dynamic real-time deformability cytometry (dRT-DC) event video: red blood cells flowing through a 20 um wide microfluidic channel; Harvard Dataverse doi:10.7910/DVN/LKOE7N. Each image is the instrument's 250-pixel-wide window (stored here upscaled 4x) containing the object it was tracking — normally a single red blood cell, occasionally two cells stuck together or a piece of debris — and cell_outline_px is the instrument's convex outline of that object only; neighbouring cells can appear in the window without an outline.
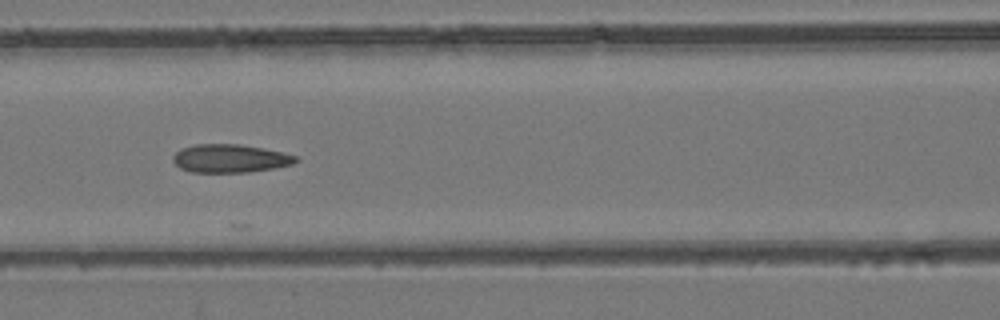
{"species": "common noctule bat (a hibernating species)", "species_latin": "Nyctalus noctula", "temperature_condition": "room temperature", "stored_images_in_passage": 8, "camera_frame_rate_fps": 3000, "um_per_image_px": 0.085, "animal": {"sex": "female", "body_mass_g": 24.6, "forearm_length_mm": 56.2}, "frame": {"image": 1, "passage_image": 8, "time_ms": 8.333, "image_size_px": [1000, 320], "cell_outline_px": [[300, 160], [292, 164], [272, 168], [248, 172], [188, 172], [180, 168], [172, 160], [172, 156], [180, 148], [196, 144], [240, 144], [264, 148], [284, 152], [296, 156]], "centroid_in_image_um": [19.54, 13.46], "position_along_channel_um": 147.1, "area_um2": 20.35}}